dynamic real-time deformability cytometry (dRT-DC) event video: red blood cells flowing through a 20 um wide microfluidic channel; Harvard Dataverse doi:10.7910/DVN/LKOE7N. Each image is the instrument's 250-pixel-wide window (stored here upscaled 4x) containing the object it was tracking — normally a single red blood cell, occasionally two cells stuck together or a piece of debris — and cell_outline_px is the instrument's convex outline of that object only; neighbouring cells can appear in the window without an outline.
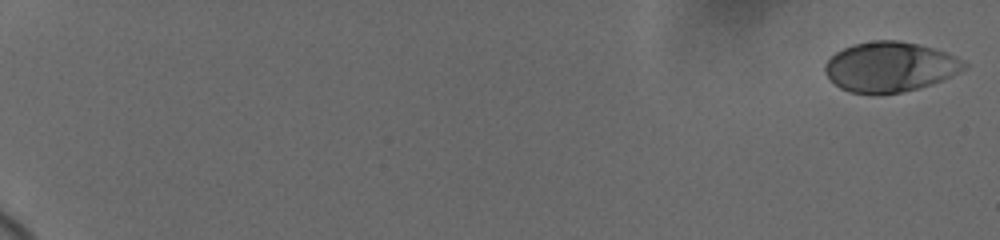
{"species": "human", "species_latin": "Homo sapiens", "temperature_condition": "cold", "stored_images_in_passage": 16, "camera_frame_rate_fps": 3000, "um_per_image_px": 0.085, "donor": {"sex": "female"}, "frame": {"image": 1, "passage_image": 1, "time_ms": 0.0, "image_size_px": [1000, 240], "cell_outline_px": [[968, 68], [952, 76], [932, 84], [900, 92], [876, 96], [848, 92], [840, 88], [828, 80], [824, 72], [824, 64], [836, 52], [852, 44], [876, 40], [896, 40], [916, 44], [932, 48], [956, 56], [968, 64]], "centroid_in_image_um": [75.61, 5.71], "position_along_channel_um": 9.4, "area_um2": 40.98}}
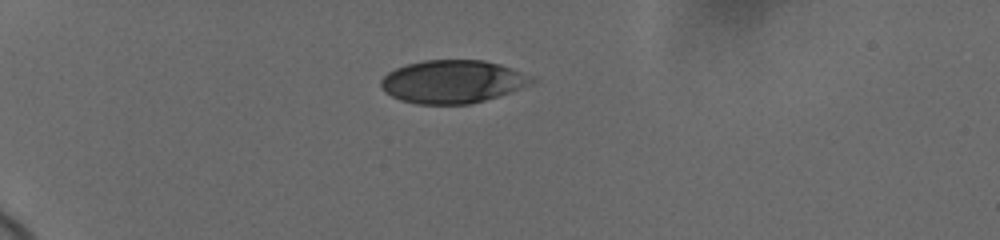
{"frame": {"image": 2, "passage_image": 12, "time_ms": 5.667, "image_size_px": [1000, 240], "cell_outline_px": [[536, 84], [512, 92], [484, 100], [468, 104], [416, 104], [400, 100], [384, 92], [380, 88], [380, 80], [388, 72], [396, 68], [408, 64], [424, 60], [484, 60], [500, 64], [536, 76]], "centroid_in_image_um": [38.53, 6.94], "position_along_channel_um": 46.5, "area_um2": 38.32}}
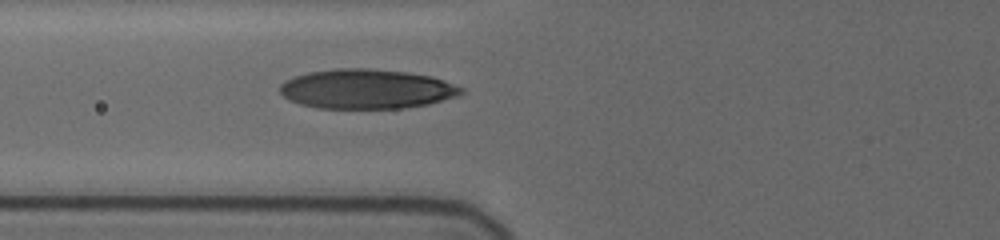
{"frame": {"image": 3, "passage_image": 16, "time_ms": 8.333, "image_size_px": [1000, 240], "cell_outline_px": [[464, 92], [460, 96], [428, 104], [404, 108], [316, 108], [300, 104], [288, 100], [280, 92], [280, 84], [284, 80], [308, 72], [340, 68], [368, 68], [404, 72], [432, 76], [444, 80], [464, 88]], "centroid_in_image_um": [31.17, 7.57], "position_along_channel_um": 94.6, "area_um2": 41.96}}